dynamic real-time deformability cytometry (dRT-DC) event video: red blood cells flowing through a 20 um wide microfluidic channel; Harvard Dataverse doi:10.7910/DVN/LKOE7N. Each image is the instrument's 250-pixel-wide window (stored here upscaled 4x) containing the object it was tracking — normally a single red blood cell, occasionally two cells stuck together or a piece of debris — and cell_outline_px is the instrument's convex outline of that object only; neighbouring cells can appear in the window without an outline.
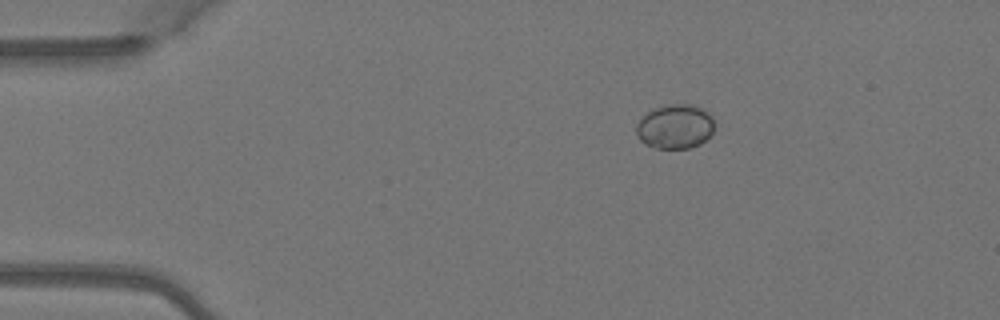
{"species": "Egyptian fruit bat (a non-hibernating species)", "species_latin": "Rousettus aegyptiacus", "temperature_condition": "warm", "stored_images_in_passage": 2, "camera_frame_rate_fps": 3000, "um_per_image_px": 0.085, "animal": {"sex": "female"}, "frame": {"image": 1, "passage_image": 1, "time_ms": 0.0, "image_size_px": [1000, 320], "cell_outline_px": [[716, 128], [700, 144], [688, 148], [656, 148], [644, 144], [636, 136], [636, 124], [648, 112], [656, 108], [668, 104], [692, 104], [704, 108], [712, 116], [716, 124]], "centroid_in_image_um": [57.41, 10.75], "position_along_channel_um": 27.6, "area_um2": 20.4}}
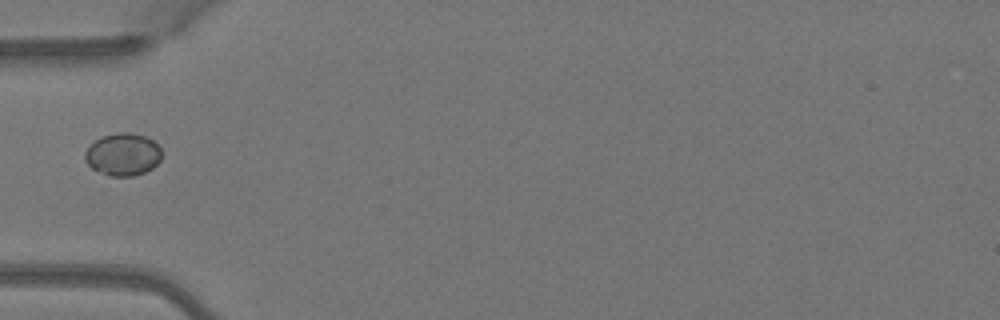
{"frame": {"image": 2, "passage_image": 2, "time_ms": 0.333, "image_size_px": [1000, 320], "cell_outline_px": [[160, 160], [152, 168], [144, 172], [132, 176], [108, 176], [92, 168], [84, 160], [84, 152], [96, 140], [104, 136], [116, 132], [132, 132], [144, 136], [152, 140], [160, 148]], "centroid_in_image_um": [10.43, 13.13], "position_along_channel_um": 74.6, "area_um2": 18.84}}